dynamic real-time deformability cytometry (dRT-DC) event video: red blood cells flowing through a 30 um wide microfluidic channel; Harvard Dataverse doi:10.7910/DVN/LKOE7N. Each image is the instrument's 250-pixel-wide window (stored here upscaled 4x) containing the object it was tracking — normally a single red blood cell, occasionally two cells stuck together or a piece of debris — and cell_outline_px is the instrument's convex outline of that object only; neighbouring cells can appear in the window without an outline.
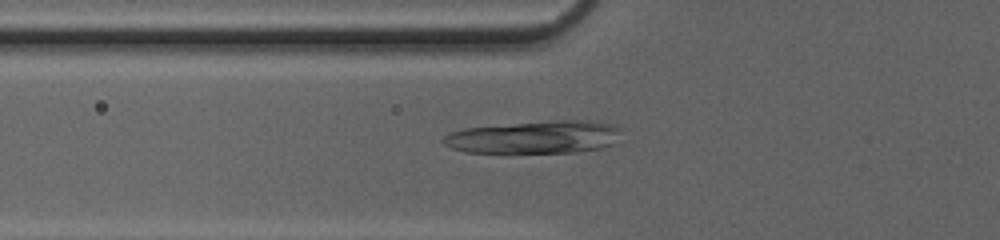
{"species": "common noctule bat (a hibernating species)", "species_latin": "Nyctalus noctula", "temperature_condition": "cold", "stored_images_in_passage": 51, "camera_frame_rate_fps": 3000, "um_per_image_px": 0.085, "animal": {"sex": "female", "body_mass_g": 20.0, "forearm_length_mm": 54.0}, "frame": {"image": 1, "passage_image": 20, "time_ms": 6.333, "image_size_px": [1000, 240], "cell_outline_px": [[620, 128], [616, 144], [604, 148], [576, 152], [464, 152], [452, 148], [444, 144], [440, 140], [448, 132], [464, 128], [552, 120], [600, 120], [616, 124]], "centroid_in_image_um": [45.5, 11.64], "position_along_channel_um": 80.3, "area_um2": 34.39}}
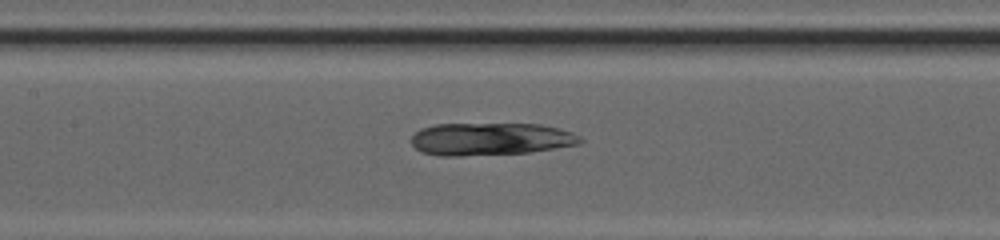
{"frame": {"image": 2, "passage_image": 26, "time_ms": 8.333, "image_size_px": [1000, 240], "cell_outline_px": [[584, 140], [580, 144], [528, 152], [460, 156], [440, 156], [420, 152], [412, 144], [412, 136], [420, 128], [436, 124], [540, 124], [572, 132], [580, 136]], "centroid_in_image_um": [41.68, 11.82], "position_along_channel_um": 165.7, "area_um2": 32.02}}
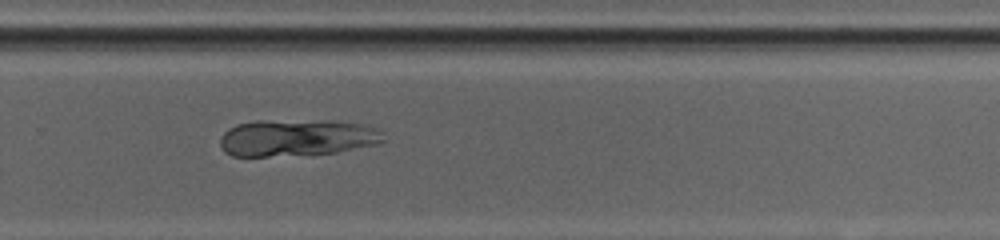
{"frame": {"image": 3, "passage_image": 36, "time_ms": 11.667, "image_size_px": [1000, 240], "cell_outline_px": [[384, 140], [380, 144], [336, 152], [268, 156], [232, 156], [224, 152], [220, 144], [220, 136], [228, 128], [236, 124], [256, 120], [332, 120], [360, 124], [376, 128], [380, 132]], "centroid_in_image_um": [25.19, 11.69], "position_along_channel_um": 304.6, "area_um2": 35.2}}